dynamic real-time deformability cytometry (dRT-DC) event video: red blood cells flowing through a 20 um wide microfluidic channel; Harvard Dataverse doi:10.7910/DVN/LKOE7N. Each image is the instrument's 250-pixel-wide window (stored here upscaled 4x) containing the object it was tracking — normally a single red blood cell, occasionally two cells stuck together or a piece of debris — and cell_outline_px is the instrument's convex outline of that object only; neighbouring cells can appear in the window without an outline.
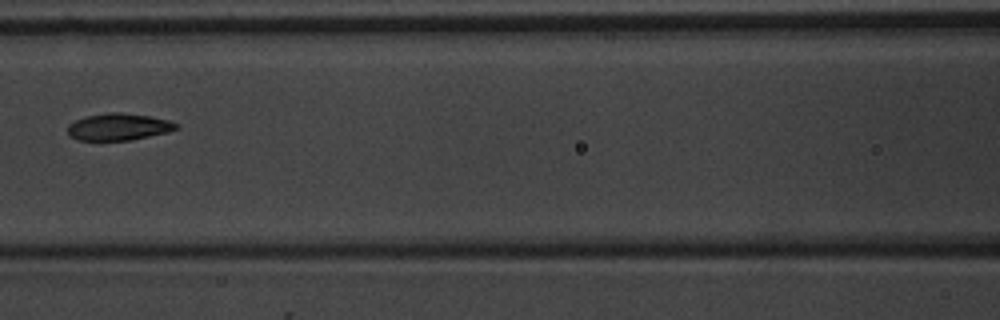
{"species": "common noctule bat (a hibernating species)", "species_latin": "Nyctalus noctula", "temperature_condition": "warm", "stored_images_in_passage": 5, "camera_frame_rate_fps": 3000, "um_per_image_px": 0.085, "animal": {"sex": "male", "body_mass_g": 20.1, "forearm_length_mm": 53.5}, "frame": {"image": 1, "passage_image": 4, "time_ms": 3.667, "image_size_px": [1000, 320], "cell_outline_px": [[180, 128], [168, 132], [128, 140], [80, 140], [68, 136], [68, 124], [84, 116], [108, 112], [120, 112], [152, 116], [168, 120], [180, 124]], "centroid_in_image_um": [10.09, 10.77], "position_along_channel_um": 156.5, "area_um2": 17.17}}
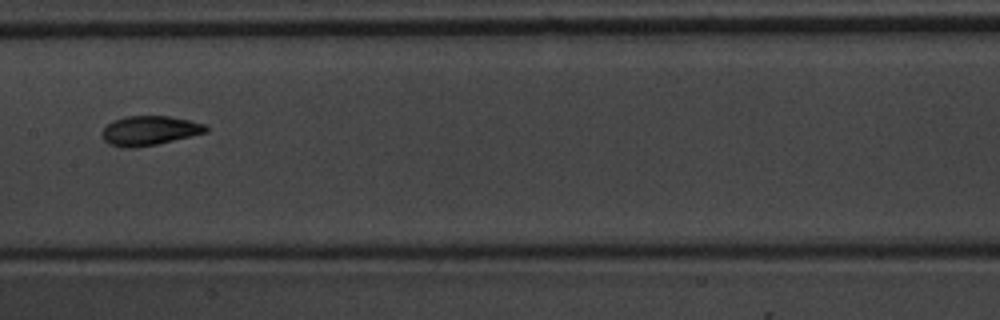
{"frame": {"image": 2, "passage_image": 5, "time_ms": 4.667, "image_size_px": [1000, 320], "cell_outline_px": [[208, 132], [156, 144], [132, 148], [120, 148], [108, 144], [104, 140], [104, 128], [112, 120], [124, 116], [168, 116], [208, 124]], "centroid_in_image_um": [12.72, 11.1], "position_along_channel_um": 194.7, "area_um2": 17.8}}